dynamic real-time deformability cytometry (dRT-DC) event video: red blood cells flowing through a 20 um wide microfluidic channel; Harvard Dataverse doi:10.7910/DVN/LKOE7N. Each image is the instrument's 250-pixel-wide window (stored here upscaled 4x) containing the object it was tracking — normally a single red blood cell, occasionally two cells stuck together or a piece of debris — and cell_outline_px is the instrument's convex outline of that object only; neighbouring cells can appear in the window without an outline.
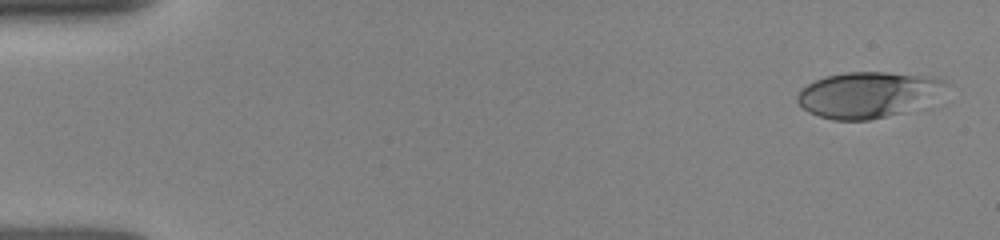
{"species": "human", "species_latin": "Homo sapiens", "temperature_condition": "room temperature", "stored_images_in_passage": 7, "camera_frame_rate_fps": 3000, "um_per_image_px": 0.085, "donor": {"sex": "female"}, "frame": {"image": 1, "passage_image": 1, "time_ms": 0.0, "image_size_px": [1000, 240], "cell_outline_px": [[948, 84], [900, 112], [868, 120], [832, 120], [808, 112], [796, 100], [796, 96], [800, 88], [824, 76], [848, 72], [884, 72], [932, 76], [944, 80]], "centroid_in_image_um": [73.57, 8.02], "position_along_channel_um": 11.4, "area_um2": 38.09}}
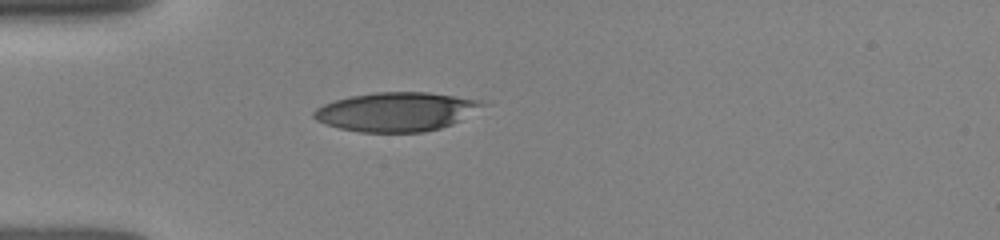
{"frame": {"image": 2, "passage_image": 5, "time_ms": 4.0, "image_size_px": [1000, 240], "cell_outline_px": [[492, 104], [452, 124], [440, 128], [424, 132], [360, 132], [340, 128], [316, 120], [312, 116], [312, 112], [316, 108], [324, 104], [336, 100], [352, 96], [376, 92], [428, 92], [484, 100]], "centroid_in_image_um": [33.78, 9.49], "position_along_channel_um": 51.2, "area_um2": 38.55}}
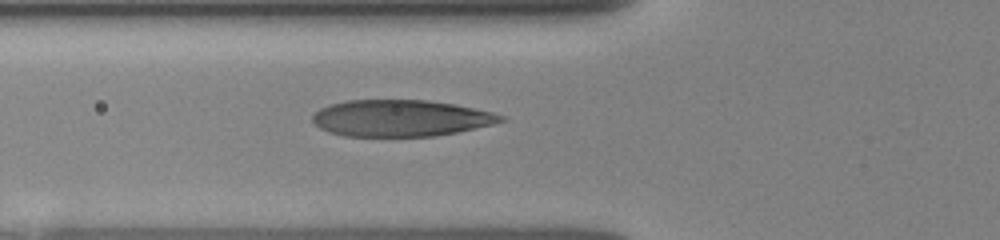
{"frame": {"image": 3, "passage_image": 7, "time_ms": 5.333, "image_size_px": [1000, 240], "cell_outline_px": [[508, 120], [492, 124], [456, 132], [436, 136], [344, 136], [328, 132], [320, 128], [312, 120], [312, 116], [320, 108], [328, 104], [348, 100], [428, 100], [452, 104], [492, 112], [504, 116]], "centroid_in_image_um": [34.03, 10.04], "position_along_channel_um": 91.8, "area_um2": 40.0}}